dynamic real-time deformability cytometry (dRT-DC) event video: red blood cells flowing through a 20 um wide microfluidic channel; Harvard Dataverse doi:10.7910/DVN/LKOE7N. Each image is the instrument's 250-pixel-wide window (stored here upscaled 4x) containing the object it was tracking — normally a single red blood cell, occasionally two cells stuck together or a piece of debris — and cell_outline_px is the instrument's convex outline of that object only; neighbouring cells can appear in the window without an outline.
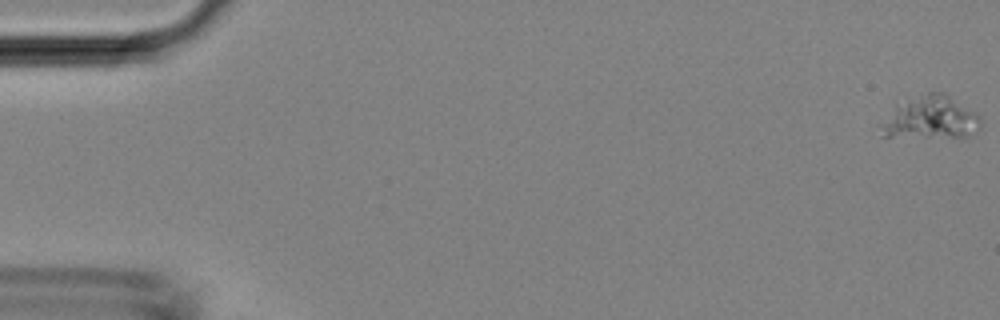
{"species": "Egyptian fruit bat (a non-hibernating species)", "species_latin": "Rousettus aegyptiacus", "temperature_condition": "room temperature", "stored_images_in_passage": 46, "camera_frame_rate_fps": 3000, "um_per_image_px": 0.085, "animal": {"sex": "female"}, "frame": {"image": 1, "passage_image": 1, "time_ms": 0.0, "image_size_px": [1000, 320], "cell_outline_px": [[980, 128], [972, 136], [880, 136], [876, 124], [896, 104], [928, 92], [944, 92], [976, 112], [980, 116]], "centroid_in_image_um": [79.04, 10.0], "position_along_channel_um": 6.0, "area_um2": 25.14}}
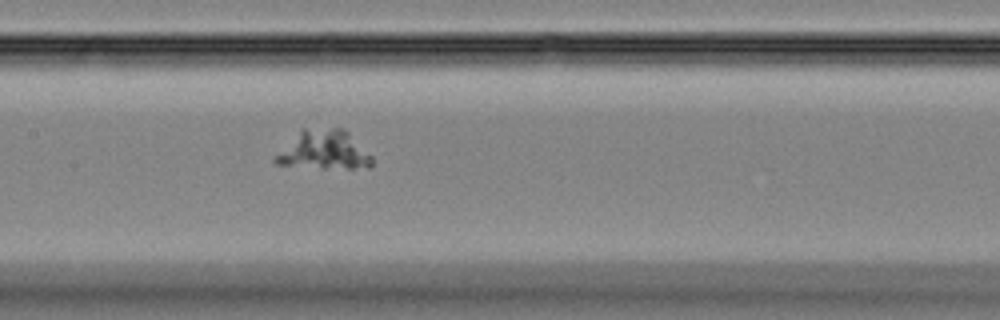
{"frame": {"image": 2, "passage_image": 23, "time_ms": 7.333, "image_size_px": [1000, 320], "cell_outline_px": [[372, 164], [368, 168], [320, 168], [276, 164], [272, 160], [300, 128], [340, 128], [348, 132], [372, 156]], "centroid_in_image_um": [27.53, 12.76], "position_along_channel_um": 179.9, "area_um2": 21.91}}
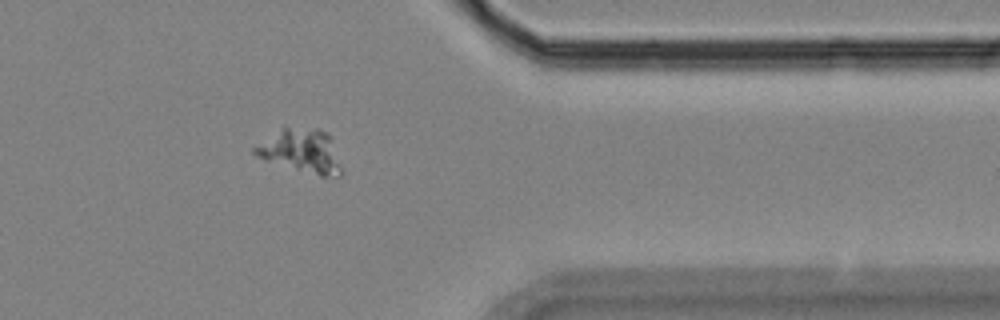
{"frame": {"image": 3, "passage_image": 38, "time_ms": 12.333, "image_size_px": [1000, 320], "cell_outline_px": [[344, 172], [340, 176], [320, 176], [256, 156], [252, 152], [252, 148], [284, 124], [320, 128], [328, 136]], "centroid_in_image_um": [25.58, 12.77], "position_along_channel_um": 385.8, "area_um2": 22.02}}